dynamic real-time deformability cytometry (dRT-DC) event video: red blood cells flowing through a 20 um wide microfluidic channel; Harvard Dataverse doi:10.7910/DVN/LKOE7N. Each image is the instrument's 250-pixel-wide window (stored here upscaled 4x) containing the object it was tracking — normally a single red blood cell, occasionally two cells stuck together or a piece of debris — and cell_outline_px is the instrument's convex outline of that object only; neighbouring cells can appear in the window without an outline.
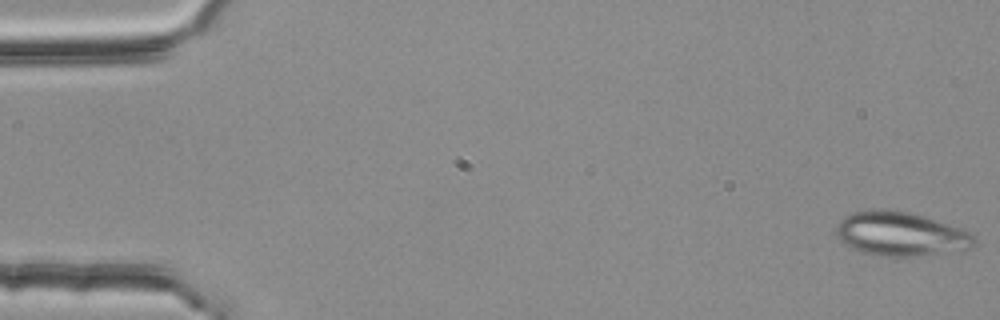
{"species": "common noctule bat (a hibernating species)", "species_latin": "Nyctalus noctula", "temperature_condition": "room temperature", "stored_images_in_passage": 54, "camera_frame_rate_fps": 3000, "um_per_image_px": 0.085, "animal": {"sex": "female", "body_mass_g": 25.1}, "frame": {"image": 1, "passage_image": 1, "time_ms": 0.0, "image_size_px": [1000, 320], "cell_outline_px": [[976, 240], [964, 252], [920, 256], [876, 256], [860, 252], [844, 244], [836, 236], [836, 228], [840, 220], [844, 216], [852, 212], [872, 208], [884, 208], [908, 212], [924, 216], [972, 232]], "centroid_in_image_um": [76.55, 19.89], "position_along_channel_um": 8.4, "area_um2": 36.18}}
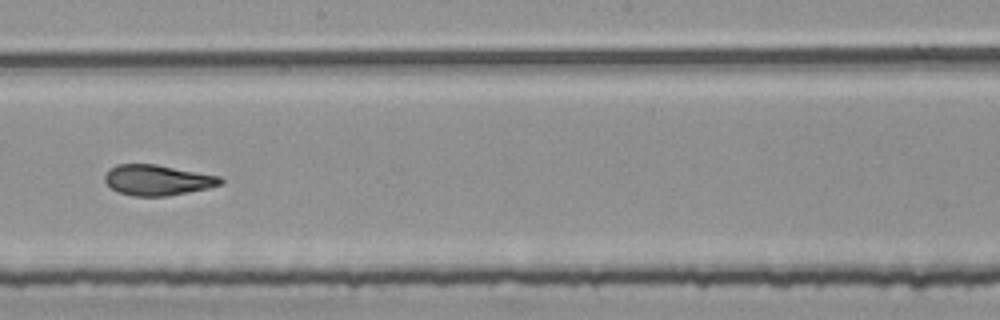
{"frame": {"image": 2, "passage_image": 31, "time_ms": 10.0, "image_size_px": [1000, 320], "cell_outline_px": [[224, 184], [208, 188], [168, 196], [132, 196], [120, 192], [112, 188], [104, 180], [104, 176], [116, 164], [156, 164], [220, 176], [224, 180]], "centroid_in_image_um": [13.43, 15.31], "position_along_channel_um": 234.8, "area_um2": 20.52}}
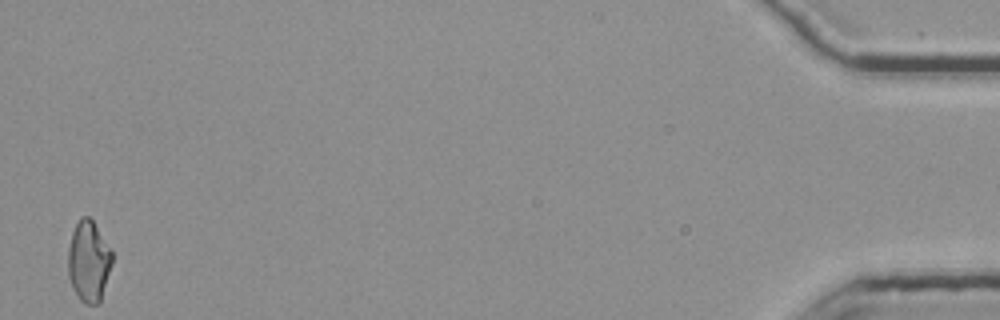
{"frame": {"image": 3, "passage_image": 54, "time_ms": 17.667, "image_size_px": [1000, 320], "cell_outline_px": [[112, 264], [100, 304], [84, 304], [80, 300], [72, 288], [68, 276], [68, 248], [72, 232], [80, 216], [88, 216], [92, 220], [112, 252]], "centroid_in_image_um": [7.53, 22.25], "position_along_channel_um": 427.7, "area_um2": 20.87}, "authors_computed_cell_mechanics": {"area_um2": 21.0681, "velocity_mm_per_s": 3.7496, "shape_relaxation_time_tau1_ms": null, "shape_relaxation_time_tau2_ms": 1.616, "deformation_change_tau1": null, "deformation_change_tau2": 0.0915}}